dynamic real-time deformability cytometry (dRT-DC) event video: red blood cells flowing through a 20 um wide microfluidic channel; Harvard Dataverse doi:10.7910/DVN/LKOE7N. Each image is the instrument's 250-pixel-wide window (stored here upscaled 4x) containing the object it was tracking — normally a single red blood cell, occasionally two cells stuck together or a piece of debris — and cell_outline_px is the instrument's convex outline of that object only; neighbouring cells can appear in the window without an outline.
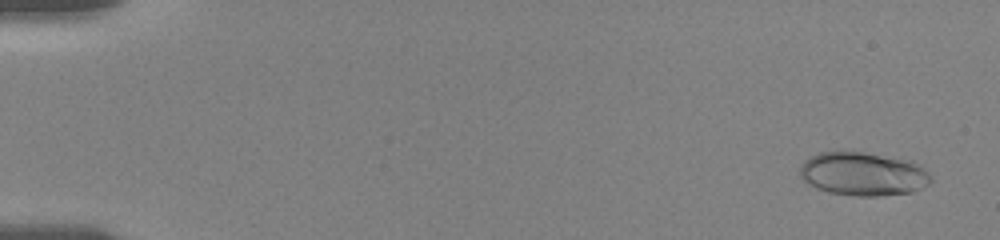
{"species": "human", "species_latin": "Homo sapiens", "temperature_condition": "room temperature", "stored_images_in_passage": 32, "camera_frame_rate_fps": 3000, "um_per_image_px": 0.085, "donor": {"sex": "female"}, "frame": {"image": 1, "passage_image": 4, "time_ms": 0.667, "image_size_px": [1000, 240], "cell_outline_px": [[932, 180], [928, 184], [912, 192], [880, 196], [856, 196], [828, 192], [816, 188], [808, 184], [800, 176], [800, 164], [804, 160], [820, 152], [864, 152], [912, 160], [928, 172], [932, 176]], "centroid_in_image_um": [73.36, 14.79], "position_along_channel_um": 11.6, "area_um2": 33.35}}
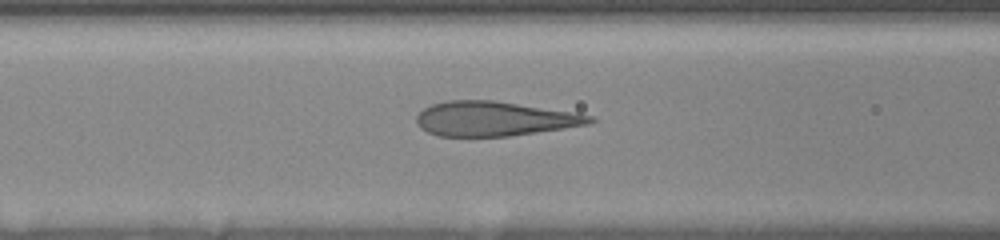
{"frame": {"image": 2, "passage_image": 23, "time_ms": 5.0, "image_size_px": [1000, 240], "cell_outline_px": [[596, 120], [588, 124], [536, 132], [508, 136], [436, 136], [420, 128], [416, 124], [416, 116], [424, 108], [432, 104], [448, 100], [496, 100], [576, 112], [592, 116]], "centroid_in_image_um": [42.0, 10.08], "position_along_channel_um": 124.6, "area_um2": 34.97}}
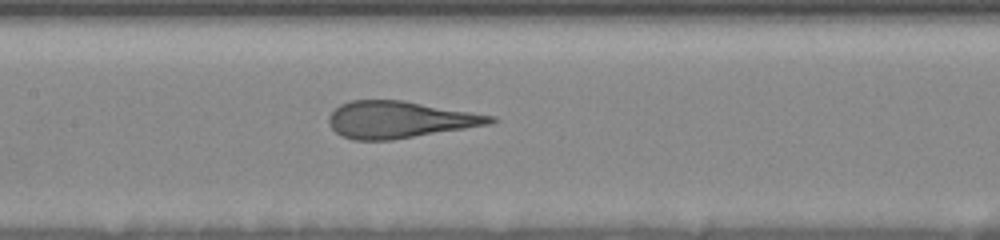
{"frame": {"image": 3, "passage_image": 29, "time_ms": 6.333, "image_size_px": [1000, 240], "cell_outline_px": [[500, 120], [492, 124], [392, 140], [352, 140], [340, 136], [328, 124], [328, 116], [340, 104], [348, 100], [404, 100], [496, 116]], "centroid_in_image_um": [33.98, 10.17], "position_along_channel_um": 173.4, "area_um2": 35.03}}